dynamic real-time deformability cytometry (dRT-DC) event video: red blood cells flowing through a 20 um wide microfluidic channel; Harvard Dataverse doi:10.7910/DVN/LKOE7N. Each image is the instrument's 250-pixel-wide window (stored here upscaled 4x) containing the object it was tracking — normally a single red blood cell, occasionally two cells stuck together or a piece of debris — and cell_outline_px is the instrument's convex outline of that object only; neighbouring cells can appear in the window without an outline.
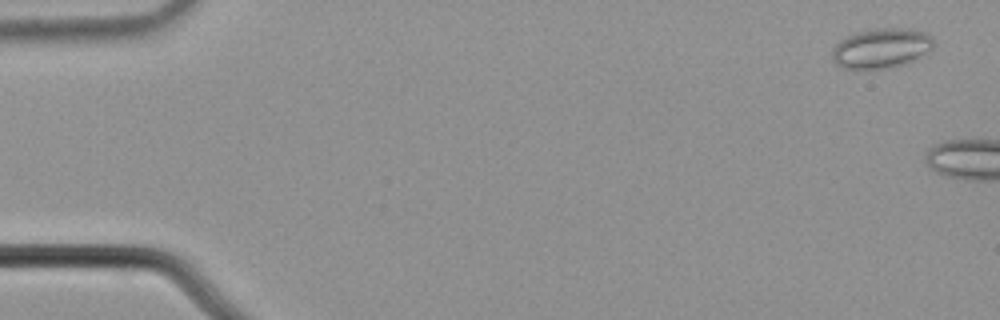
{"species": "common noctule bat (a hibernating species)", "species_latin": "Nyctalus noctula", "temperature_condition": "cold", "stored_images_in_passage": 3, "camera_frame_rate_fps": 3000, "um_per_image_px": 0.085, "animal": {"sex": "male", "body_mass_g": 21.5, "forearm_length_mm": 52.0}, "frame": {"image": 1, "passage_image": 1, "time_ms": 0.0, "image_size_px": [1000, 320], "cell_outline_px": [[932, 48], [912, 60], [904, 64], [888, 68], [844, 68], [836, 64], [832, 60], [832, 48], [840, 40], [856, 32], [872, 28], [908, 28], [928, 32], [932, 36]], "centroid_in_image_um": [74.89, 4.07], "position_along_channel_um": 10.1, "area_um2": 23.47}}